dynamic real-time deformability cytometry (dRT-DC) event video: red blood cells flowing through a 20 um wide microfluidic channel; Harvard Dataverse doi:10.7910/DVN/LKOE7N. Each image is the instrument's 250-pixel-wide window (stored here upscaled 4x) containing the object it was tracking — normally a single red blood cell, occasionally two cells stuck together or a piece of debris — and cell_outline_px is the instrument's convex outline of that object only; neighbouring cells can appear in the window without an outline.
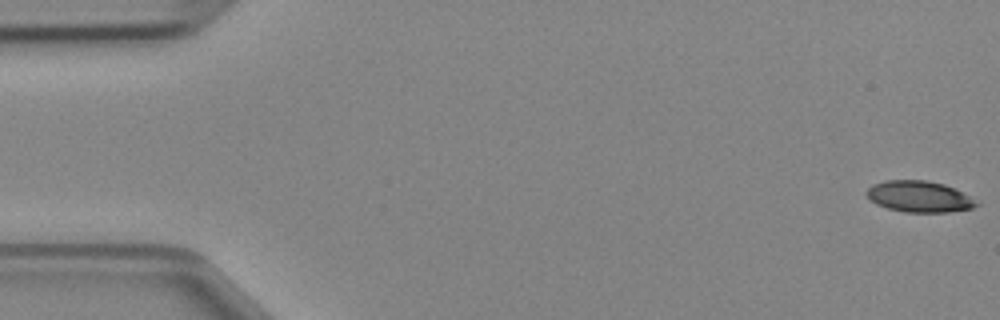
{"species": "Egyptian fruit bat (a non-hibernating species)", "species_latin": "Rousettus aegyptiacus", "temperature_condition": "cold", "stored_images_in_passage": 47, "camera_frame_rate_fps": 3000, "um_per_image_px": 0.085, "animal": {"sex": "female"}, "frame": {"image": 1, "passage_image": 1, "time_ms": 0.0, "image_size_px": [1000, 320], "cell_outline_px": [[980, 204], [972, 208], [948, 212], [904, 212], [888, 208], [876, 204], [868, 200], [864, 192], [872, 184], [888, 180], [928, 180], [944, 184], [968, 196]], "centroid_in_image_um": [78.06, 16.71], "position_along_channel_um": 6.9, "area_um2": 19.94}}
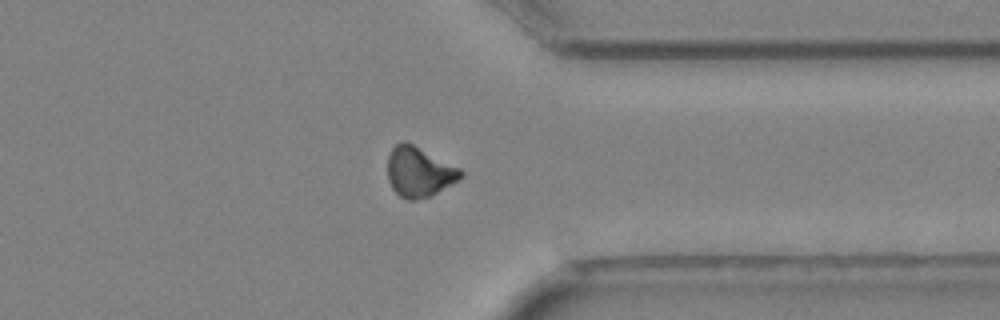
{"frame": {"image": 2, "passage_image": 37, "time_ms": 12.0, "image_size_px": [1000, 320], "cell_outline_px": [[464, 176], [432, 196], [416, 200], [408, 200], [400, 196], [392, 188], [388, 180], [388, 156], [392, 148], [396, 144], [404, 140], [460, 168], [464, 172]], "centroid_in_image_um": [35.62, 14.62], "position_along_channel_um": 375.8, "area_um2": 21.27}}
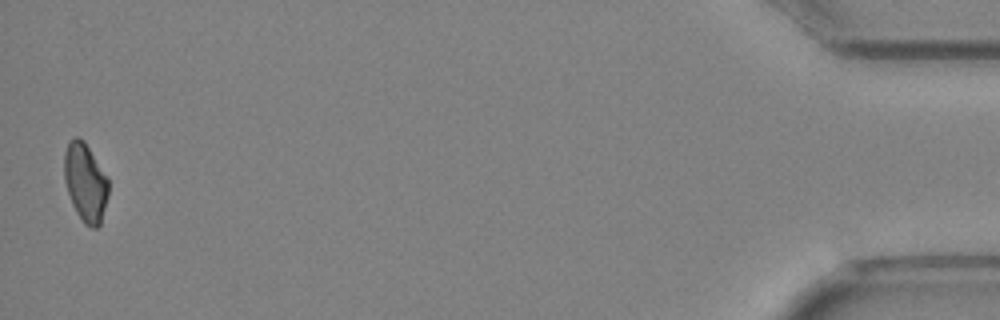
{"frame": {"image": 3, "passage_image": 47, "time_ms": 15.333, "image_size_px": [1000, 320], "cell_outline_px": [[108, 196], [100, 224], [96, 228], [92, 228], [84, 224], [76, 212], [72, 204], [64, 180], [64, 152], [68, 144], [76, 136], [80, 136], [84, 140], [108, 176]], "centroid_in_image_um": [7.26, 15.49], "position_along_channel_um": 427.9, "area_um2": 20.35}}